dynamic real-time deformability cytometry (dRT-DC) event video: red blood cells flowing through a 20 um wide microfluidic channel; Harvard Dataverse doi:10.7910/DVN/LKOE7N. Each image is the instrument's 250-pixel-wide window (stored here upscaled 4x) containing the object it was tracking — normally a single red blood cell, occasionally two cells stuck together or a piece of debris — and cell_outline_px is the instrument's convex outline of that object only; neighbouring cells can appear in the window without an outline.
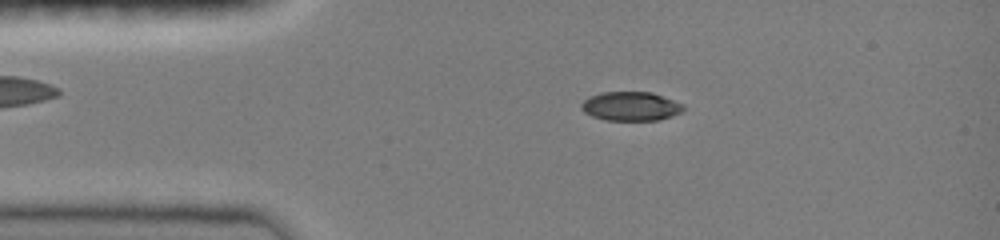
{"species": "common noctule bat (a hibernating species)", "species_latin": "Nyctalus noctula", "temperature_condition": "room temperature", "stored_images_in_passage": 16, "camera_frame_rate_fps": 3000, "um_per_image_px": 0.085, "animal": {"sex": "female", "body_mass_g": 19.0, "forearm_length_mm": 51.5}, "frame": {"image": 1, "passage_image": 4, "time_ms": 2.333, "image_size_px": [1000, 240], "cell_outline_px": [[684, 108], [680, 112], [672, 116], [660, 120], [604, 120], [592, 116], [584, 112], [580, 108], [580, 104], [588, 96], [600, 92], [652, 92], [684, 104]], "centroid_in_image_um": [53.58, 9.03], "position_along_channel_um": 31.4, "area_um2": 17.4}}
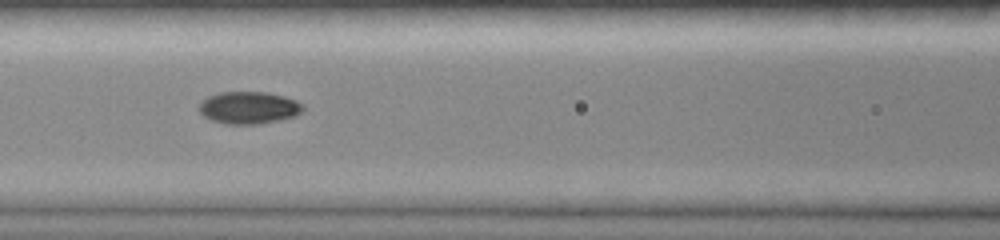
{"frame": {"image": 2, "passage_image": 9, "time_ms": 6.0, "image_size_px": [1000, 240], "cell_outline_px": [[304, 112], [296, 116], [280, 120], [260, 124], [224, 124], [212, 120], [204, 116], [200, 112], [200, 104], [208, 96], [220, 92], [264, 92], [284, 96], [296, 100], [304, 104]], "centroid_in_image_um": [21.21, 9.16], "position_along_channel_um": 145.4, "area_um2": 19.65}}
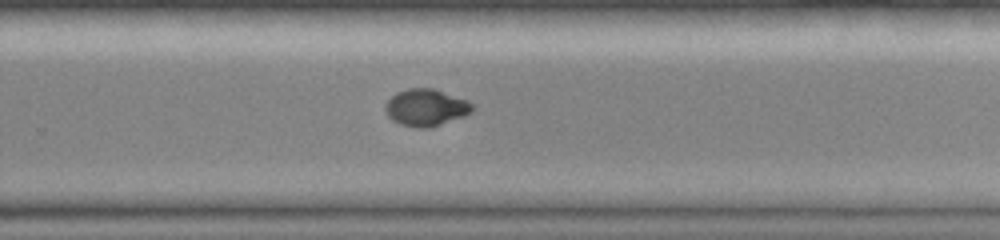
{"frame": {"image": 3, "passage_image": 16, "time_ms": 9.667, "image_size_px": [1000, 240], "cell_outline_px": [[472, 112], [464, 116], [428, 128], [416, 128], [400, 124], [392, 120], [388, 116], [384, 108], [384, 104], [396, 92], [408, 88], [432, 88], [468, 100], [472, 104]], "centroid_in_image_um": [36.18, 9.14], "position_along_channel_um": 293.6, "area_um2": 18.73}}